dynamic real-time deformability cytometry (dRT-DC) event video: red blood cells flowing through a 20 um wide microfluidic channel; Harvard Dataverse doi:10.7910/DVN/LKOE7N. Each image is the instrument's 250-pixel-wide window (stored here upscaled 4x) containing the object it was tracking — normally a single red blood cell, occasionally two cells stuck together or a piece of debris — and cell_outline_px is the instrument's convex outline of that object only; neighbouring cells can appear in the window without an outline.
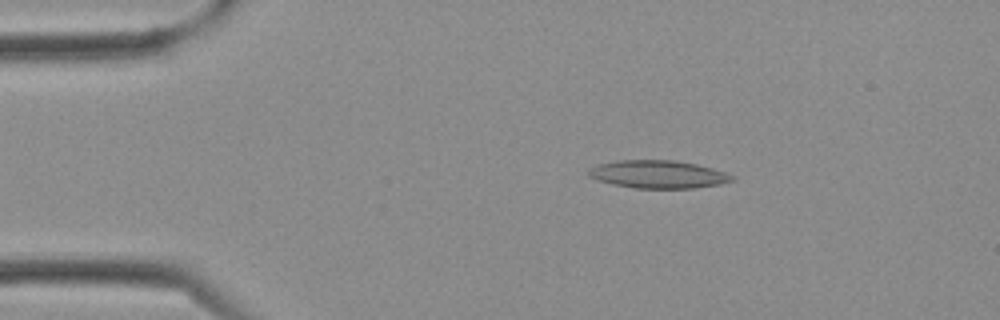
{"species": "Egyptian fruit bat (a non-hibernating species)", "species_latin": "Rousettus aegyptiacus", "temperature_condition": "cold", "stored_images_in_passage": 3, "camera_frame_rate_fps": 3000, "um_per_image_px": 0.085, "frame": {"image": 1, "passage_image": 2, "time_ms": 0.333, "image_size_px": [1000, 320], "cell_outline_px": [[736, 180], [720, 184], [696, 188], [636, 188], [612, 184], [596, 180], [588, 176], [588, 168], [596, 164], [620, 160], [672, 160], [696, 164], [712, 168], [736, 176]], "centroid_in_image_um": [55.93, 14.82], "position_along_channel_um": 29.1, "area_um2": 23.47}}